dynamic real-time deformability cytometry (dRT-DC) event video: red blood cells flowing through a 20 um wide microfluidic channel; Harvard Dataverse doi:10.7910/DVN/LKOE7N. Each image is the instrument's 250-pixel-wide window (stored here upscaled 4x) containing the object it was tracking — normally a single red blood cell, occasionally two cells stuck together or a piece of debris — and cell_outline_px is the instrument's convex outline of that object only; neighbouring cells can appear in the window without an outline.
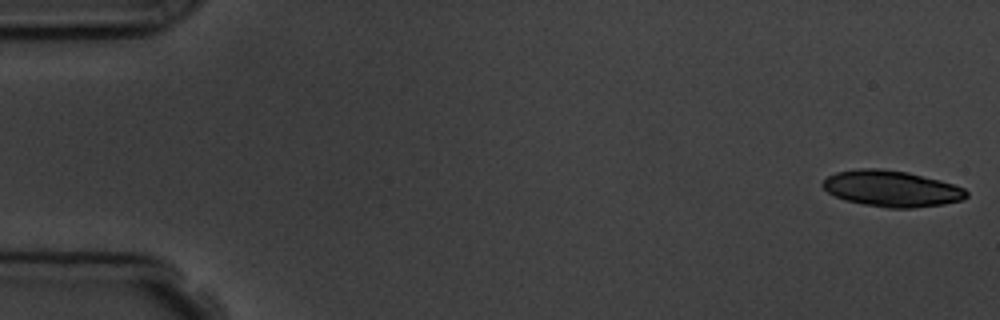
{"species": "common noctule bat (a hibernating species)", "species_latin": "Nyctalus noctula", "temperature_condition": "room temperature", "stored_images_in_passage": 9, "camera_frame_rate_fps": 3000, "um_per_image_px": 0.085, "animal": {"sex": "male", "body_mass_g": 19.5, "forearm_length_mm": 54.6}, "frame": {"image": 1, "passage_image": 1, "time_ms": 0.0, "image_size_px": [1000, 320], "cell_outline_px": [[968, 196], [964, 200], [944, 204], [912, 208], [888, 208], [864, 204], [844, 200], [828, 192], [820, 184], [828, 176], [836, 172], [860, 168], [880, 168], [908, 172], [940, 180], [964, 188], [968, 192]], "centroid_in_image_um": [75.79, 16.03], "position_along_channel_um": 9.2, "area_um2": 30.35}}